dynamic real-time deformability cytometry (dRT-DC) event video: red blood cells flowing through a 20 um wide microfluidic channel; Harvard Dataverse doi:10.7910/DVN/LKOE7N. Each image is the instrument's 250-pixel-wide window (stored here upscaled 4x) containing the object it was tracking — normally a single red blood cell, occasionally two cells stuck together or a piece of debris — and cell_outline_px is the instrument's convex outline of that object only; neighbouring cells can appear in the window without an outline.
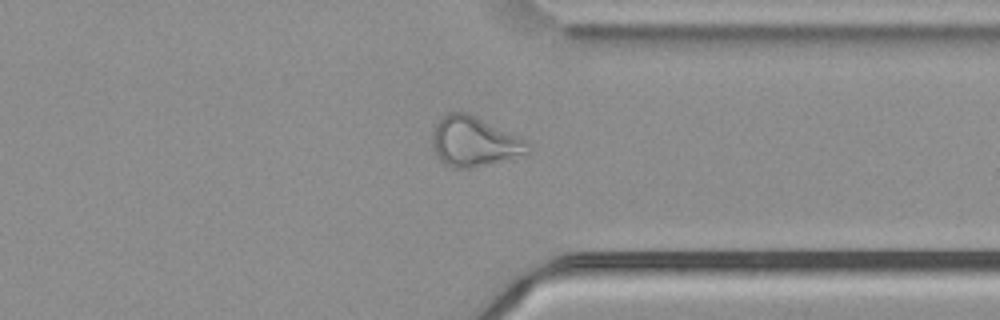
{"species": "common noctule bat (a hibernating species)", "species_latin": "Nyctalus noctula", "temperature_condition": "cold", "stored_images_in_passage": 46, "camera_frame_rate_fps": 3000, "um_per_image_px": 0.085, "animal": {"sex": "male", "body_mass_g": 21.5, "forearm_length_mm": 52.0}, "frame": {"image": 1, "passage_image": 34, "time_ms": 11.0, "image_size_px": [1000, 320], "cell_outline_px": [[528, 152], [472, 168], [452, 168], [444, 164], [436, 156], [432, 148], [432, 132], [436, 124], [448, 112], [468, 112], [520, 136], [528, 140]], "centroid_in_image_um": [40.25, 12.02], "position_along_channel_um": 371.1, "area_um2": 27.57}}
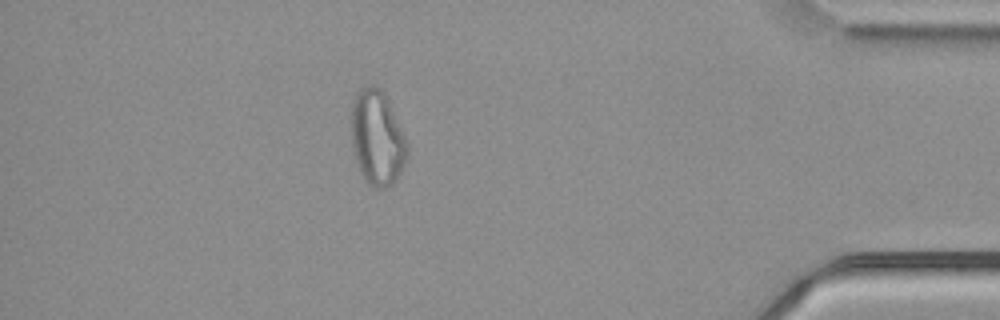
{"frame": {"image": 2, "passage_image": 40, "time_ms": 13.0, "image_size_px": [1000, 320], "cell_outline_px": [[408, 156], [396, 180], [392, 184], [384, 188], [376, 188], [368, 184], [364, 180], [360, 172], [352, 144], [352, 104], [356, 92], [364, 84], [376, 84], [384, 92], [388, 100], [408, 144]], "centroid_in_image_um": [32.06, 11.69], "position_along_channel_um": 403.1, "area_um2": 30.98}, "authors_computed_cell_mechanics": {"area_um2": 29.1023, "velocity_mm_per_s": 3.7629, "shape_relaxation_time_tau1_ms": null, "shape_relaxation_time_tau2_ms": 1.733, "deformation_change_tau1": null, "deformation_change_tau2": 0.0931}}